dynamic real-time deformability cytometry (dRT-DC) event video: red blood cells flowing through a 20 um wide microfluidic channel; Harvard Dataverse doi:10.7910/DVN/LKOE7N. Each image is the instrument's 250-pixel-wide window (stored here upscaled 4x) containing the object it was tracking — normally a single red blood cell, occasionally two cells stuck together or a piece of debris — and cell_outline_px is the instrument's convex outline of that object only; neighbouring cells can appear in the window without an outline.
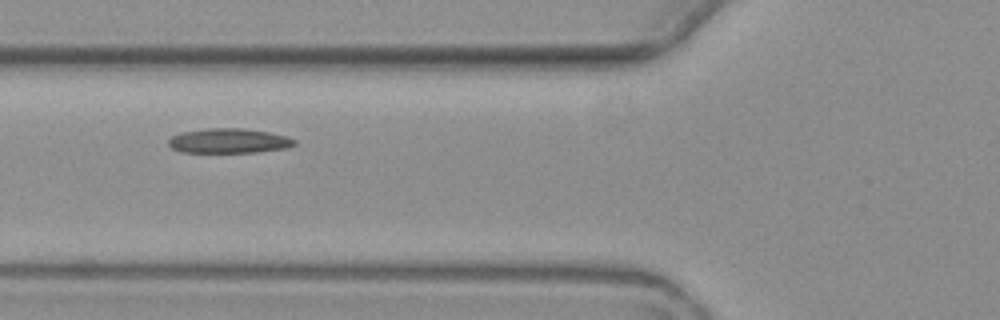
{"species": "common noctule bat (a hibernating species)", "species_latin": "Nyctalus noctula", "temperature_condition": "warm", "stored_images_in_passage": 4, "camera_frame_rate_fps": 3000, "um_per_image_px": 0.085, "animal": {"sex": "female", "body_mass_g": 19.3, "forearm_length_mm": 54.1}, "frame": {"image": 1, "passage_image": 3, "time_ms": 3.333, "image_size_px": [1000, 320], "cell_outline_px": [[296, 144], [288, 148], [256, 152], [180, 152], [172, 148], [168, 144], [168, 140], [172, 136], [180, 132], [208, 128], [244, 128], [268, 132], [284, 136], [296, 140]], "centroid_in_image_um": [19.43, 11.97], "position_along_channel_um": 106.4, "area_um2": 18.15}}
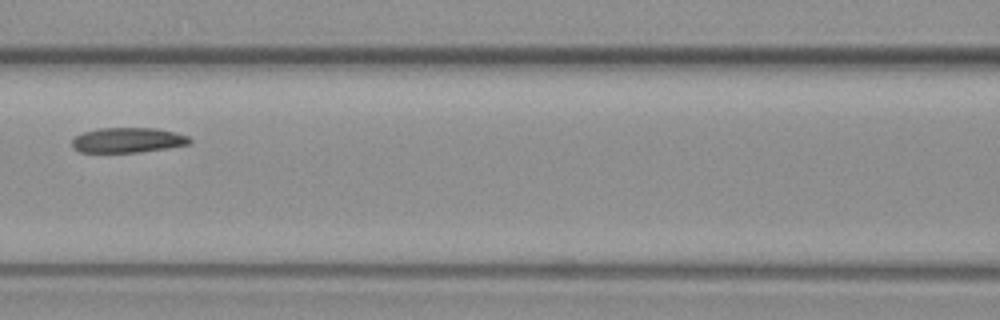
{"frame": {"image": 2, "passage_image": 4, "time_ms": 4.667, "image_size_px": [1000, 320], "cell_outline_px": [[192, 144], [168, 148], [140, 152], [80, 152], [72, 148], [72, 140], [76, 136], [84, 132], [96, 128], [156, 128], [176, 132], [188, 136], [192, 140]], "centroid_in_image_um": [10.89, 11.91], "position_along_channel_um": 155.7, "area_um2": 17.34}}